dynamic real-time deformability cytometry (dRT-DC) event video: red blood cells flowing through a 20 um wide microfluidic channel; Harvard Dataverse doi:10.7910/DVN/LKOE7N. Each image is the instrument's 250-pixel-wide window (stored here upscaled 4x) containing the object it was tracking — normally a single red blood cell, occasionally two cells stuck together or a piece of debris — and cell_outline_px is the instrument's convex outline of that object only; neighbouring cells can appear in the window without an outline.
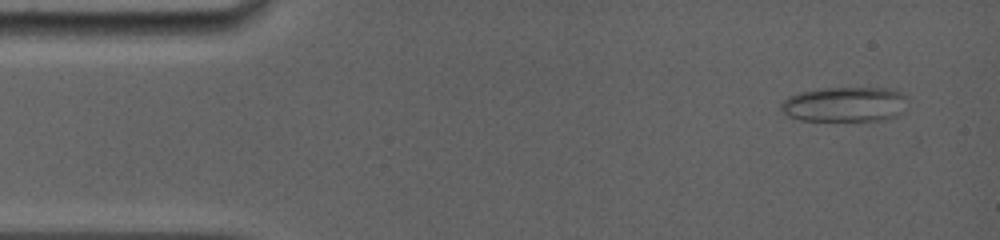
{"species": "common noctule bat (a hibernating species)", "species_latin": "Nyctalus noctula", "temperature_condition": "room temperature", "stored_images_in_passage": 72, "camera_frame_rate_fps": 5000, "um_per_image_px": 0.085, "animal": {"sex": "female", "body_mass_g": 19.0, "forearm_length_mm": 56.7}, "frame": {"image": 1, "passage_image": 3, "time_ms": 0.4, "image_size_px": [1000, 240], "cell_outline_px": [[908, 100], [904, 112], [896, 116], [884, 120], [800, 120], [788, 116], [780, 108], [780, 104], [788, 96], [800, 92], [824, 88], [892, 88], [908, 96]], "centroid_in_image_um": [71.86, 8.86], "position_along_channel_um": 13.1, "area_um2": 26.01}}
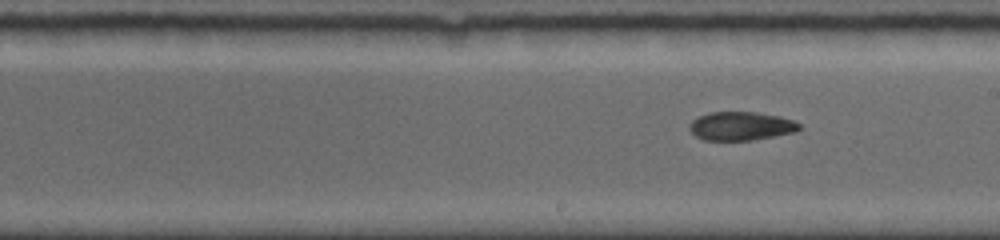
{"frame": {"image": 2, "passage_image": 37, "time_ms": 8.2, "image_size_px": [1000, 240], "cell_outline_px": [[800, 128], [796, 132], [752, 140], [704, 140], [696, 136], [688, 128], [688, 124], [692, 120], [708, 112], [756, 112], [780, 116], [792, 120], [800, 124]], "centroid_in_image_um": [62.97, 10.71], "position_along_channel_um": 226.0, "area_um2": 18.32}}
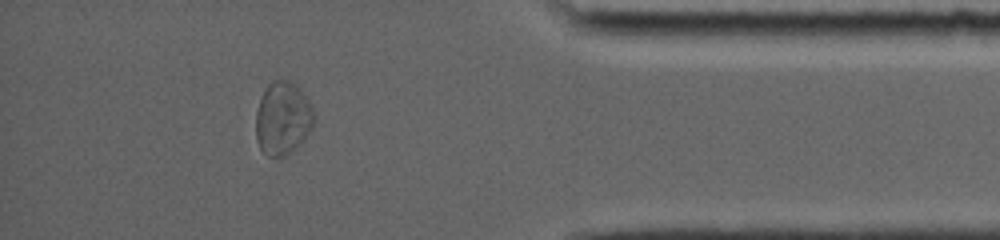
{"frame": {"image": 3, "passage_image": 63, "time_ms": 13.4, "image_size_px": [1000, 240], "cell_outline_px": [[316, 120], [312, 128], [304, 140], [292, 152], [284, 156], [268, 156], [260, 148], [256, 140], [256, 112], [260, 100], [268, 84], [276, 80], [288, 80], [300, 88], [316, 112]], "centroid_in_image_um": [24.07, 10.07], "position_along_channel_um": 411.1, "area_um2": 24.97}, "authors_computed_cell_mechanics": {"area_um2": 20.4034, "velocity_mm_per_s": 3.9343, "shape_relaxation_time_tau1_ms": null, "shape_relaxation_time_tau2_ms": 3.937, "deformation_change_tau1": null, "deformation_change_tau2": 0.0949}}